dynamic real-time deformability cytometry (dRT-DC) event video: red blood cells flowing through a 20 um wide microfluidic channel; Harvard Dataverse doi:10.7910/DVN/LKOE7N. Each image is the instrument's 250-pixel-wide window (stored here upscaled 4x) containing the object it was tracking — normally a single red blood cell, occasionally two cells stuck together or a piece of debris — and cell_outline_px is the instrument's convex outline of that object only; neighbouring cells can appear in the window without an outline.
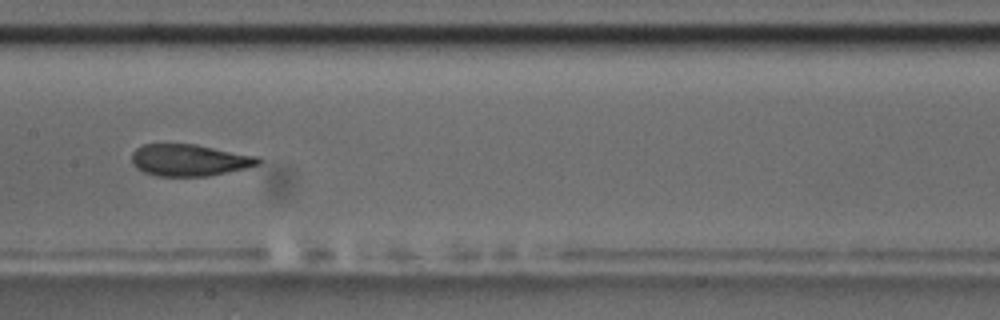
{"species": "common noctule bat (a hibernating species)", "species_latin": "Nyctalus noctula", "temperature_condition": "room temperature", "stored_images_in_passage": 11, "camera_frame_rate_fps": 3000, "um_per_image_px": 0.085, "animal": {"sex": "male", "body_mass_g": 17.5, "forearm_length_mm": 52.3}, "frame": {"image": 1, "passage_image": 4, "time_ms": 3.667, "image_size_px": [1000, 320], "cell_outline_px": [[264, 160], [260, 164], [244, 168], [208, 176], [156, 176], [144, 172], [136, 168], [132, 164], [132, 152], [136, 148], [144, 144], [196, 144], [260, 156]], "centroid_in_image_um": [16.12, 13.6], "position_along_channel_um": 191.3, "area_um2": 23.64}, "authors_computed_cell_mechanics": {"area_um2": 24.9118, "velocity_mm_per_s": 3.5026, "shape_relaxation_time_tau1_ms": 6.902, "shape_relaxation_time_tau2_ms": 0.5408, "deformation_change_tau1": 0.1507, "deformation_change_tau2": 0.0482}}